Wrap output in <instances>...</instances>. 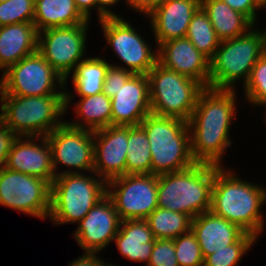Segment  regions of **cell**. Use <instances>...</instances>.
Returning a JSON list of instances; mask_svg holds the SVG:
<instances>
[{
    "label": "cell",
    "instance_id": "obj_34",
    "mask_svg": "<svg viewBox=\"0 0 266 266\" xmlns=\"http://www.w3.org/2000/svg\"><path fill=\"white\" fill-rule=\"evenodd\" d=\"M244 90L250 104L260 106L266 101V53L253 66Z\"/></svg>",
    "mask_w": 266,
    "mask_h": 266
},
{
    "label": "cell",
    "instance_id": "obj_21",
    "mask_svg": "<svg viewBox=\"0 0 266 266\" xmlns=\"http://www.w3.org/2000/svg\"><path fill=\"white\" fill-rule=\"evenodd\" d=\"M191 230L204 258L218 250L228 249V245L236 243L246 233L238 225L217 216L211 210L193 218Z\"/></svg>",
    "mask_w": 266,
    "mask_h": 266
},
{
    "label": "cell",
    "instance_id": "obj_16",
    "mask_svg": "<svg viewBox=\"0 0 266 266\" xmlns=\"http://www.w3.org/2000/svg\"><path fill=\"white\" fill-rule=\"evenodd\" d=\"M94 177L106 182L126 174L128 126H108L93 131Z\"/></svg>",
    "mask_w": 266,
    "mask_h": 266
},
{
    "label": "cell",
    "instance_id": "obj_1",
    "mask_svg": "<svg viewBox=\"0 0 266 266\" xmlns=\"http://www.w3.org/2000/svg\"><path fill=\"white\" fill-rule=\"evenodd\" d=\"M236 91L204 88L188 121L191 155L196 163L220 164L231 143L230 125L236 112Z\"/></svg>",
    "mask_w": 266,
    "mask_h": 266
},
{
    "label": "cell",
    "instance_id": "obj_42",
    "mask_svg": "<svg viewBox=\"0 0 266 266\" xmlns=\"http://www.w3.org/2000/svg\"><path fill=\"white\" fill-rule=\"evenodd\" d=\"M77 9L89 21L92 8L97 10V0H74Z\"/></svg>",
    "mask_w": 266,
    "mask_h": 266
},
{
    "label": "cell",
    "instance_id": "obj_2",
    "mask_svg": "<svg viewBox=\"0 0 266 266\" xmlns=\"http://www.w3.org/2000/svg\"><path fill=\"white\" fill-rule=\"evenodd\" d=\"M230 172L214 165L210 210L257 237L265 226L260 209L266 201V189Z\"/></svg>",
    "mask_w": 266,
    "mask_h": 266
},
{
    "label": "cell",
    "instance_id": "obj_20",
    "mask_svg": "<svg viewBox=\"0 0 266 266\" xmlns=\"http://www.w3.org/2000/svg\"><path fill=\"white\" fill-rule=\"evenodd\" d=\"M200 6L201 0H164L147 16L156 44L185 38L192 16Z\"/></svg>",
    "mask_w": 266,
    "mask_h": 266
},
{
    "label": "cell",
    "instance_id": "obj_46",
    "mask_svg": "<svg viewBox=\"0 0 266 266\" xmlns=\"http://www.w3.org/2000/svg\"><path fill=\"white\" fill-rule=\"evenodd\" d=\"M260 106H265V108H266V101L265 102H263ZM265 122H266V117H265V120H264Z\"/></svg>",
    "mask_w": 266,
    "mask_h": 266
},
{
    "label": "cell",
    "instance_id": "obj_32",
    "mask_svg": "<svg viewBox=\"0 0 266 266\" xmlns=\"http://www.w3.org/2000/svg\"><path fill=\"white\" fill-rule=\"evenodd\" d=\"M173 242L179 266H203L204 257L192 230L179 235Z\"/></svg>",
    "mask_w": 266,
    "mask_h": 266
},
{
    "label": "cell",
    "instance_id": "obj_19",
    "mask_svg": "<svg viewBox=\"0 0 266 266\" xmlns=\"http://www.w3.org/2000/svg\"><path fill=\"white\" fill-rule=\"evenodd\" d=\"M34 138L35 136H17L12 143L5 167L38 177L51 185L55 179L51 147L46 136H40L41 139L38 136L41 145L34 142Z\"/></svg>",
    "mask_w": 266,
    "mask_h": 266
},
{
    "label": "cell",
    "instance_id": "obj_41",
    "mask_svg": "<svg viewBox=\"0 0 266 266\" xmlns=\"http://www.w3.org/2000/svg\"><path fill=\"white\" fill-rule=\"evenodd\" d=\"M96 253L85 252L78 259H75L69 266H101L103 260L98 258Z\"/></svg>",
    "mask_w": 266,
    "mask_h": 266
},
{
    "label": "cell",
    "instance_id": "obj_29",
    "mask_svg": "<svg viewBox=\"0 0 266 266\" xmlns=\"http://www.w3.org/2000/svg\"><path fill=\"white\" fill-rule=\"evenodd\" d=\"M155 239H175L191 230L192 218L184 213L157 207L146 219Z\"/></svg>",
    "mask_w": 266,
    "mask_h": 266
},
{
    "label": "cell",
    "instance_id": "obj_26",
    "mask_svg": "<svg viewBox=\"0 0 266 266\" xmlns=\"http://www.w3.org/2000/svg\"><path fill=\"white\" fill-rule=\"evenodd\" d=\"M75 111L76 117L81 120L68 123L74 128L95 131L111 126V98L104 93L81 97L75 105Z\"/></svg>",
    "mask_w": 266,
    "mask_h": 266
},
{
    "label": "cell",
    "instance_id": "obj_15",
    "mask_svg": "<svg viewBox=\"0 0 266 266\" xmlns=\"http://www.w3.org/2000/svg\"><path fill=\"white\" fill-rule=\"evenodd\" d=\"M121 221L113 201L106 195L90 209L72 235L84 252L99 253L113 241Z\"/></svg>",
    "mask_w": 266,
    "mask_h": 266
},
{
    "label": "cell",
    "instance_id": "obj_35",
    "mask_svg": "<svg viewBox=\"0 0 266 266\" xmlns=\"http://www.w3.org/2000/svg\"><path fill=\"white\" fill-rule=\"evenodd\" d=\"M147 266H179L173 239H155Z\"/></svg>",
    "mask_w": 266,
    "mask_h": 266
},
{
    "label": "cell",
    "instance_id": "obj_3",
    "mask_svg": "<svg viewBox=\"0 0 266 266\" xmlns=\"http://www.w3.org/2000/svg\"><path fill=\"white\" fill-rule=\"evenodd\" d=\"M69 94L66 91V95H0V119L16 136H47L64 123L59 120L74 97Z\"/></svg>",
    "mask_w": 266,
    "mask_h": 266
},
{
    "label": "cell",
    "instance_id": "obj_25",
    "mask_svg": "<svg viewBox=\"0 0 266 266\" xmlns=\"http://www.w3.org/2000/svg\"><path fill=\"white\" fill-rule=\"evenodd\" d=\"M201 7L206 12L220 41L245 34L254 26L245 15L221 0H201Z\"/></svg>",
    "mask_w": 266,
    "mask_h": 266
},
{
    "label": "cell",
    "instance_id": "obj_8",
    "mask_svg": "<svg viewBox=\"0 0 266 266\" xmlns=\"http://www.w3.org/2000/svg\"><path fill=\"white\" fill-rule=\"evenodd\" d=\"M151 114L189 121L204 87L192 78L164 68L158 62L147 73Z\"/></svg>",
    "mask_w": 266,
    "mask_h": 266
},
{
    "label": "cell",
    "instance_id": "obj_40",
    "mask_svg": "<svg viewBox=\"0 0 266 266\" xmlns=\"http://www.w3.org/2000/svg\"><path fill=\"white\" fill-rule=\"evenodd\" d=\"M118 1L120 0H97V13L99 21L105 18L119 17L118 14L112 12V9H109L110 6L116 5Z\"/></svg>",
    "mask_w": 266,
    "mask_h": 266
},
{
    "label": "cell",
    "instance_id": "obj_10",
    "mask_svg": "<svg viewBox=\"0 0 266 266\" xmlns=\"http://www.w3.org/2000/svg\"><path fill=\"white\" fill-rule=\"evenodd\" d=\"M107 196L121 220L147 219L158 207V176L125 174L113 178L107 181Z\"/></svg>",
    "mask_w": 266,
    "mask_h": 266
},
{
    "label": "cell",
    "instance_id": "obj_28",
    "mask_svg": "<svg viewBox=\"0 0 266 266\" xmlns=\"http://www.w3.org/2000/svg\"><path fill=\"white\" fill-rule=\"evenodd\" d=\"M126 174H151V151L145 130L128 126Z\"/></svg>",
    "mask_w": 266,
    "mask_h": 266
},
{
    "label": "cell",
    "instance_id": "obj_4",
    "mask_svg": "<svg viewBox=\"0 0 266 266\" xmlns=\"http://www.w3.org/2000/svg\"><path fill=\"white\" fill-rule=\"evenodd\" d=\"M145 130L151 151V174L179 172L196 162L191 155L188 122L175 117L150 114L140 123Z\"/></svg>",
    "mask_w": 266,
    "mask_h": 266
},
{
    "label": "cell",
    "instance_id": "obj_14",
    "mask_svg": "<svg viewBox=\"0 0 266 266\" xmlns=\"http://www.w3.org/2000/svg\"><path fill=\"white\" fill-rule=\"evenodd\" d=\"M51 147L52 166L55 177L65 173H80L87 171L93 174L94 169V144L93 131L74 128L64 122L46 136ZM69 166L76 171L57 172V165ZM78 170H80L78 172Z\"/></svg>",
    "mask_w": 266,
    "mask_h": 266
},
{
    "label": "cell",
    "instance_id": "obj_39",
    "mask_svg": "<svg viewBox=\"0 0 266 266\" xmlns=\"http://www.w3.org/2000/svg\"><path fill=\"white\" fill-rule=\"evenodd\" d=\"M164 0H126L127 5L131 6L135 11H139L148 16L154 11Z\"/></svg>",
    "mask_w": 266,
    "mask_h": 266
},
{
    "label": "cell",
    "instance_id": "obj_38",
    "mask_svg": "<svg viewBox=\"0 0 266 266\" xmlns=\"http://www.w3.org/2000/svg\"><path fill=\"white\" fill-rule=\"evenodd\" d=\"M232 9L245 15L254 25H256V11L258 8L253 0H221Z\"/></svg>",
    "mask_w": 266,
    "mask_h": 266
},
{
    "label": "cell",
    "instance_id": "obj_44",
    "mask_svg": "<svg viewBox=\"0 0 266 266\" xmlns=\"http://www.w3.org/2000/svg\"><path fill=\"white\" fill-rule=\"evenodd\" d=\"M263 36L264 52L266 53V28L261 32Z\"/></svg>",
    "mask_w": 266,
    "mask_h": 266
},
{
    "label": "cell",
    "instance_id": "obj_6",
    "mask_svg": "<svg viewBox=\"0 0 266 266\" xmlns=\"http://www.w3.org/2000/svg\"><path fill=\"white\" fill-rule=\"evenodd\" d=\"M250 28L245 34L220 41L210 60L209 88L235 90L238 80L247 82L253 66L264 52L261 30Z\"/></svg>",
    "mask_w": 266,
    "mask_h": 266
},
{
    "label": "cell",
    "instance_id": "obj_13",
    "mask_svg": "<svg viewBox=\"0 0 266 266\" xmlns=\"http://www.w3.org/2000/svg\"><path fill=\"white\" fill-rule=\"evenodd\" d=\"M107 40L117 57L128 67L112 65L126 69L133 74L147 73L157 63V51L153 52L144 38L137 33L131 23L122 17H110L99 21Z\"/></svg>",
    "mask_w": 266,
    "mask_h": 266
},
{
    "label": "cell",
    "instance_id": "obj_11",
    "mask_svg": "<svg viewBox=\"0 0 266 266\" xmlns=\"http://www.w3.org/2000/svg\"><path fill=\"white\" fill-rule=\"evenodd\" d=\"M51 185L38 177L0 168V205L46 219L50 212Z\"/></svg>",
    "mask_w": 266,
    "mask_h": 266
},
{
    "label": "cell",
    "instance_id": "obj_30",
    "mask_svg": "<svg viewBox=\"0 0 266 266\" xmlns=\"http://www.w3.org/2000/svg\"><path fill=\"white\" fill-rule=\"evenodd\" d=\"M185 37L209 60L220 44L212 23L201 6L192 16Z\"/></svg>",
    "mask_w": 266,
    "mask_h": 266
},
{
    "label": "cell",
    "instance_id": "obj_45",
    "mask_svg": "<svg viewBox=\"0 0 266 266\" xmlns=\"http://www.w3.org/2000/svg\"><path fill=\"white\" fill-rule=\"evenodd\" d=\"M104 262L105 261L102 262L101 266H117V265H114L113 263L112 264L111 263L107 264V262H105V264H104Z\"/></svg>",
    "mask_w": 266,
    "mask_h": 266
},
{
    "label": "cell",
    "instance_id": "obj_18",
    "mask_svg": "<svg viewBox=\"0 0 266 266\" xmlns=\"http://www.w3.org/2000/svg\"><path fill=\"white\" fill-rule=\"evenodd\" d=\"M157 47V62L209 87L210 60L189 39L178 38L160 43Z\"/></svg>",
    "mask_w": 266,
    "mask_h": 266
},
{
    "label": "cell",
    "instance_id": "obj_43",
    "mask_svg": "<svg viewBox=\"0 0 266 266\" xmlns=\"http://www.w3.org/2000/svg\"><path fill=\"white\" fill-rule=\"evenodd\" d=\"M253 2L259 10L266 8V0H253Z\"/></svg>",
    "mask_w": 266,
    "mask_h": 266
},
{
    "label": "cell",
    "instance_id": "obj_23",
    "mask_svg": "<svg viewBox=\"0 0 266 266\" xmlns=\"http://www.w3.org/2000/svg\"><path fill=\"white\" fill-rule=\"evenodd\" d=\"M113 241L125 258L134 262H146L147 266L155 237L146 219L122 220Z\"/></svg>",
    "mask_w": 266,
    "mask_h": 266
},
{
    "label": "cell",
    "instance_id": "obj_37",
    "mask_svg": "<svg viewBox=\"0 0 266 266\" xmlns=\"http://www.w3.org/2000/svg\"><path fill=\"white\" fill-rule=\"evenodd\" d=\"M16 135L0 119V168L5 167L9 151Z\"/></svg>",
    "mask_w": 266,
    "mask_h": 266
},
{
    "label": "cell",
    "instance_id": "obj_9",
    "mask_svg": "<svg viewBox=\"0 0 266 266\" xmlns=\"http://www.w3.org/2000/svg\"><path fill=\"white\" fill-rule=\"evenodd\" d=\"M56 87L61 88L60 91ZM0 95H66L65 79L37 51L3 72Z\"/></svg>",
    "mask_w": 266,
    "mask_h": 266
},
{
    "label": "cell",
    "instance_id": "obj_31",
    "mask_svg": "<svg viewBox=\"0 0 266 266\" xmlns=\"http://www.w3.org/2000/svg\"><path fill=\"white\" fill-rule=\"evenodd\" d=\"M257 238L250 233H245L236 243L228 245V249L218 250L205 257L203 266H237Z\"/></svg>",
    "mask_w": 266,
    "mask_h": 266
},
{
    "label": "cell",
    "instance_id": "obj_7",
    "mask_svg": "<svg viewBox=\"0 0 266 266\" xmlns=\"http://www.w3.org/2000/svg\"><path fill=\"white\" fill-rule=\"evenodd\" d=\"M107 195V182L84 173L58 175L51 184L49 217L55 225L79 223Z\"/></svg>",
    "mask_w": 266,
    "mask_h": 266
},
{
    "label": "cell",
    "instance_id": "obj_12",
    "mask_svg": "<svg viewBox=\"0 0 266 266\" xmlns=\"http://www.w3.org/2000/svg\"><path fill=\"white\" fill-rule=\"evenodd\" d=\"M89 24L50 28L38 32V52L65 79L84 59Z\"/></svg>",
    "mask_w": 266,
    "mask_h": 266
},
{
    "label": "cell",
    "instance_id": "obj_5",
    "mask_svg": "<svg viewBox=\"0 0 266 266\" xmlns=\"http://www.w3.org/2000/svg\"><path fill=\"white\" fill-rule=\"evenodd\" d=\"M214 165L192 167L158 176V207L184 213L192 219L210 211Z\"/></svg>",
    "mask_w": 266,
    "mask_h": 266
},
{
    "label": "cell",
    "instance_id": "obj_22",
    "mask_svg": "<svg viewBox=\"0 0 266 266\" xmlns=\"http://www.w3.org/2000/svg\"><path fill=\"white\" fill-rule=\"evenodd\" d=\"M38 51V31L33 23L0 27V69L3 72Z\"/></svg>",
    "mask_w": 266,
    "mask_h": 266
},
{
    "label": "cell",
    "instance_id": "obj_27",
    "mask_svg": "<svg viewBox=\"0 0 266 266\" xmlns=\"http://www.w3.org/2000/svg\"><path fill=\"white\" fill-rule=\"evenodd\" d=\"M111 64L101 57L83 59L72 71V83L80 97L103 93V84Z\"/></svg>",
    "mask_w": 266,
    "mask_h": 266
},
{
    "label": "cell",
    "instance_id": "obj_33",
    "mask_svg": "<svg viewBox=\"0 0 266 266\" xmlns=\"http://www.w3.org/2000/svg\"><path fill=\"white\" fill-rule=\"evenodd\" d=\"M35 0H7L0 3V27L17 23H33Z\"/></svg>",
    "mask_w": 266,
    "mask_h": 266
},
{
    "label": "cell",
    "instance_id": "obj_36",
    "mask_svg": "<svg viewBox=\"0 0 266 266\" xmlns=\"http://www.w3.org/2000/svg\"><path fill=\"white\" fill-rule=\"evenodd\" d=\"M133 75L132 72L112 66L108 67L104 84H103V93L112 98L116 95V91L125 84V82Z\"/></svg>",
    "mask_w": 266,
    "mask_h": 266
},
{
    "label": "cell",
    "instance_id": "obj_24",
    "mask_svg": "<svg viewBox=\"0 0 266 266\" xmlns=\"http://www.w3.org/2000/svg\"><path fill=\"white\" fill-rule=\"evenodd\" d=\"M88 22L74 0H35L33 24L38 32Z\"/></svg>",
    "mask_w": 266,
    "mask_h": 266
},
{
    "label": "cell",
    "instance_id": "obj_17",
    "mask_svg": "<svg viewBox=\"0 0 266 266\" xmlns=\"http://www.w3.org/2000/svg\"><path fill=\"white\" fill-rule=\"evenodd\" d=\"M111 98V125L136 126L151 114L147 75L133 74Z\"/></svg>",
    "mask_w": 266,
    "mask_h": 266
}]
</instances>
